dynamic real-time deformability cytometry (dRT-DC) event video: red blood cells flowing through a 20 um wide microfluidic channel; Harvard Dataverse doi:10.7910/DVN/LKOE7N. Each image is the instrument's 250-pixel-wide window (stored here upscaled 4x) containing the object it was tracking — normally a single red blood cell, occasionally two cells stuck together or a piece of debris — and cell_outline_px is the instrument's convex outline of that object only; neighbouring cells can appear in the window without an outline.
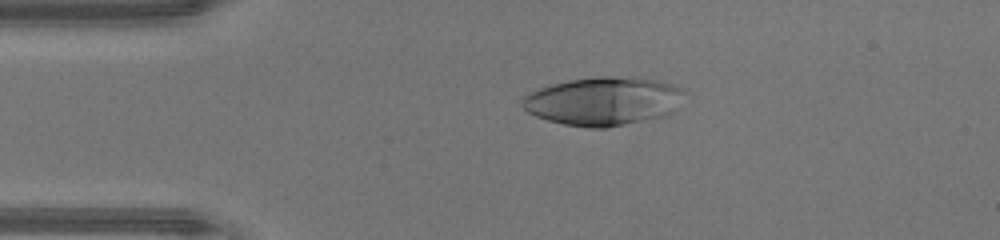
{"species": "human", "species_latin": "Homo sapiens", "temperature_condition": "warm", "stored_images_in_passage": 47, "camera_frame_rate_fps": 3000, "um_per_image_px": 0.085, "donor": {"sex": "male"}, "frame": {"image": 1, "passage_image": 10, "time_ms": 3.0, "image_size_px": [1000, 240], "cell_outline_px": [[684, 92], [676, 112], [668, 116], [608, 128], [588, 128], [564, 124], [548, 120], [536, 116], [528, 112], [520, 104], [524, 96], [540, 88], [552, 84], [568, 80], [600, 76], [608, 76], [656, 80], [672, 84]], "centroid_in_image_um": [51.31, 8.62], "position_along_channel_um": 33.7, "area_um2": 45.84}}
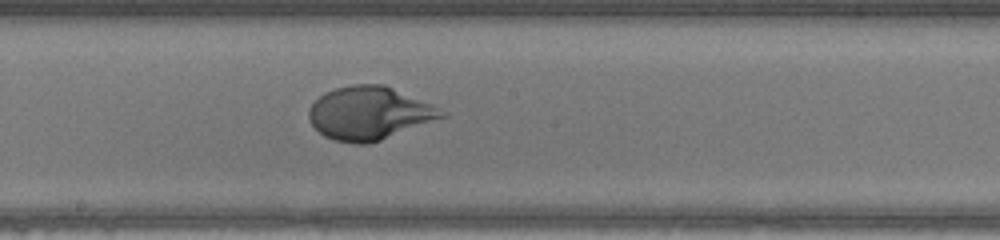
{"frame": {"image": 2, "passage_image": 25, "time_ms": 8.0, "image_size_px": [1000, 240], "cell_outline_px": [[448, 116], [380, 140], [368, 144], [356, 144], [336, 140], [324, 136], [312, 124], [308, 116], [308, 112], [312, 104], [324, 92], [336, 88], [352, 84], [384, 84], [432, 104], [448, 112]], "centroid_in_image_um": [31.42, 9.61], "position_along_channel_um": 216.8, "area_um2": 41.04}}
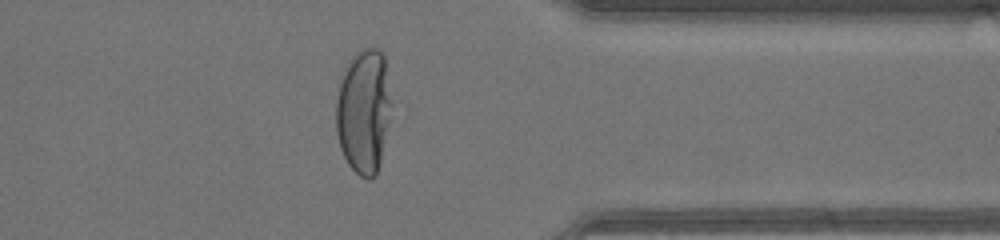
{"frame": {"image": 3, "passage_image": 37, "time_ms": 12.0, "image_size_px": [1000, 240], "cell_outline_px": [[388, 120], [380, 160], [376, 176], [368, 180], [360, 176], [348, 164], [340, 148], [336, 132], [336, 100], [340, 84], [348, 60], [360, 48], [376, 48], [384, 56], [388, 100]], "centroid_in_image_um": [30.85, 9.47], "position_along_channel_um": 380.5, "area_um2": 39.02}, "authors_computed_cell_mechanics": {"area_um2": 43.1188, "velocity_mm_per_s": 4.3919, "shape_relaxation_time_tau1_ms": 3.8676, "shape_relaxation_time_tau2_ms": null, "deformation_change_tau1": 0.2698, "deformation_change_tau2": null}}